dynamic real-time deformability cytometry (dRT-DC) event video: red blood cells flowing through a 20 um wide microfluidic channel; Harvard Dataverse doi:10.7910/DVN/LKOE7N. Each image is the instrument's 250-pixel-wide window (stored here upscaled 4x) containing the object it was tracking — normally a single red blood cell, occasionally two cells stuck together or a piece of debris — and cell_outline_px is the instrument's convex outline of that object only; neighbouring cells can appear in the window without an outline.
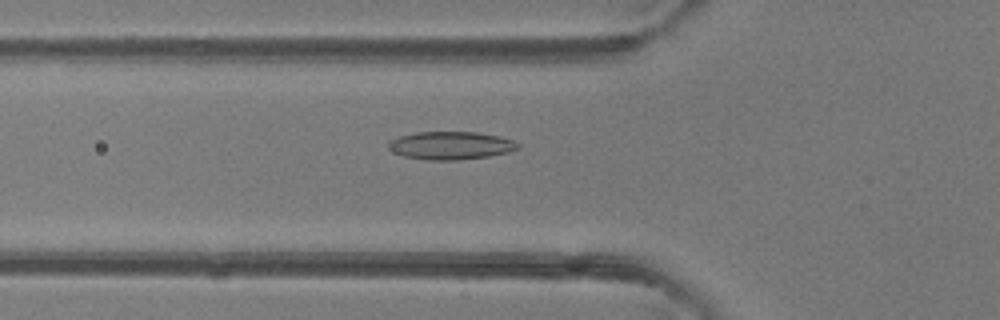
{"species": "common noctule bat (a hibernating species)", "species_latin": "Nyctalus noctula", "temperature_condition": "room temperature", "stored_images_in_passage": 48, "camera_frame_rate_fps": 3000, "um_per_image_px": 0.085, "animal": {"sex": "female"}, "frame": {"image": 1, "passage_image": 17, "time_ms": 5.333, "image_size_px": [1000, 320], "cell_outline_px": [[520, 148], [508, 152], [488, 156], [456, 160], [428, 160], [404, 156], [388, 148], [388, 140], [400, 136], [416, 132], [476, 132], [500, 136], [512, 140], [520, 144]], "centroid_in_image_um": [38.32, 12.36], "position_along_channel_um": 87.5, "area_um2": 21.04}}
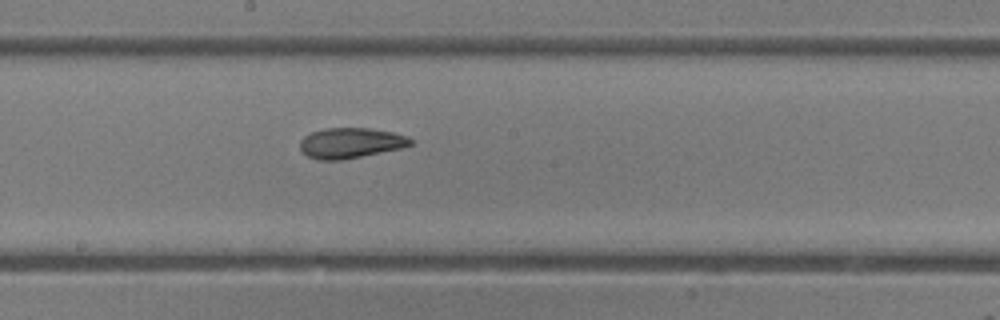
{"frame": {"image": 2, "passage_image": 26, "time_ms": 8.333, "image_size_px": [1000, 320], "cell_outline_px": [[412, 144], [400, 148], [340, 160], [316, 160], [308, 156], [300, 148], [300, 140], [304, 136], [312, 132], [324, 128], [372, 128], [392, 132], [408, 136], [412, 140]], "centroid_in_image_um": [29.78, 12.14], "position_along_channel_um": 218.4, "area_um2": 19.42}}
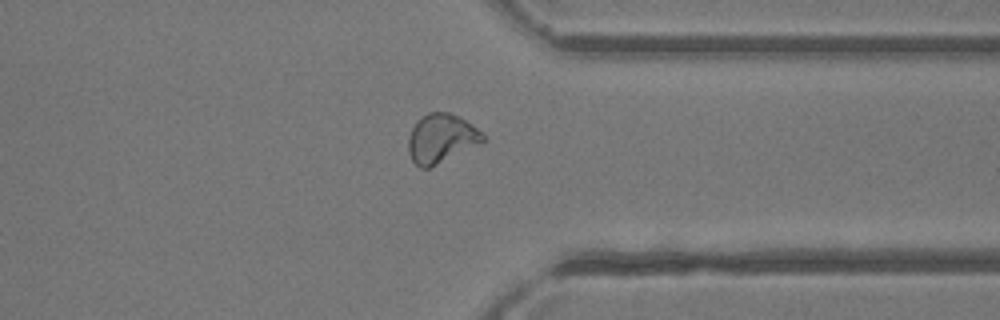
{"frame": {"image": 3, "passage_image": 37, "time_ms": 12.0, "image_size_px": [1000, 320], "cell_outline_px": [[484, 140], [480, 144], [428, 168], [420, 168], [412, 160], [408, 152], [408, 136], [416, 120], [428, 112], [448, 112], [460, 116], [472, 124], [484, 136]], "centroid_in_image_um": [37.47, 11.75], "position_along_channel_um": 373.9, "area_um2": 21.21}, "authors_computed_cell_mechanics": {"area_um2": 21.1548, "velocity_mm_per_s": 4.3399, "shape_relaxation_time_tau1_ms": 5.6675, "shape_relaxation_time_tau2_ms": 2.0558, "deformation_change_tau1": 0.1678, "deformation_change_tau2": 0.0735}}